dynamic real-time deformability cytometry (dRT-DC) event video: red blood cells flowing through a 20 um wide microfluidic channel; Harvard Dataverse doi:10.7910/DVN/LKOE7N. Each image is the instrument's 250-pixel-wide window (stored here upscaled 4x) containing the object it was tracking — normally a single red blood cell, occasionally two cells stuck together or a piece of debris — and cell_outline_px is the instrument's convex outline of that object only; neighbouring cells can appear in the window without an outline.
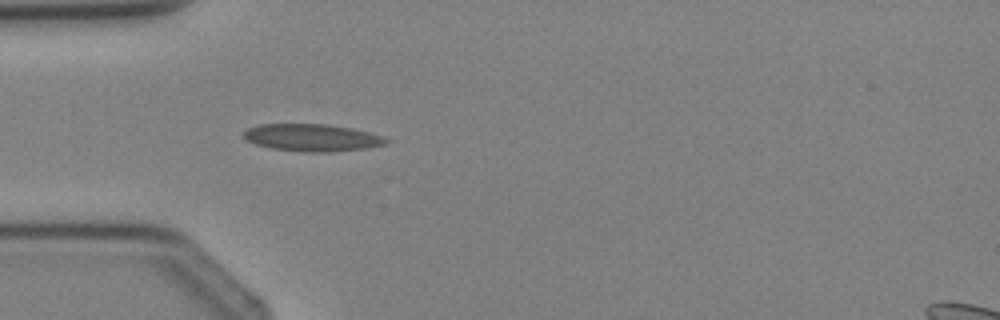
{"species": "Egyptian fruit bat (a non-hibernating species)", "species_latin": "Rousettus aegyptiacus", "temperature_condition": "cold", "stored_images_in_passage": 1, "camera_frame_rate_fps": 3000, "um_per_image_px": 0.085, "animal": {"sex": "female"}, "frame": {"image": 1, "passage_image": 1, "time_ms": 0.0, "image_size_px": [1000, 320], "cell_outline_px": [[392, 140], [388, 144], [368, 148], [324, 152], [304, 152], [272, 148], [256, 144], [248, 140], [244, 136], [244, 132], [248, 128], [260, 124], [328, 124], [352, 128], [384, 136]], "centroid_in_image_um": [26.6, 11.69], "position_along_channel_um": 58.4, "area_um2": 22.66}}